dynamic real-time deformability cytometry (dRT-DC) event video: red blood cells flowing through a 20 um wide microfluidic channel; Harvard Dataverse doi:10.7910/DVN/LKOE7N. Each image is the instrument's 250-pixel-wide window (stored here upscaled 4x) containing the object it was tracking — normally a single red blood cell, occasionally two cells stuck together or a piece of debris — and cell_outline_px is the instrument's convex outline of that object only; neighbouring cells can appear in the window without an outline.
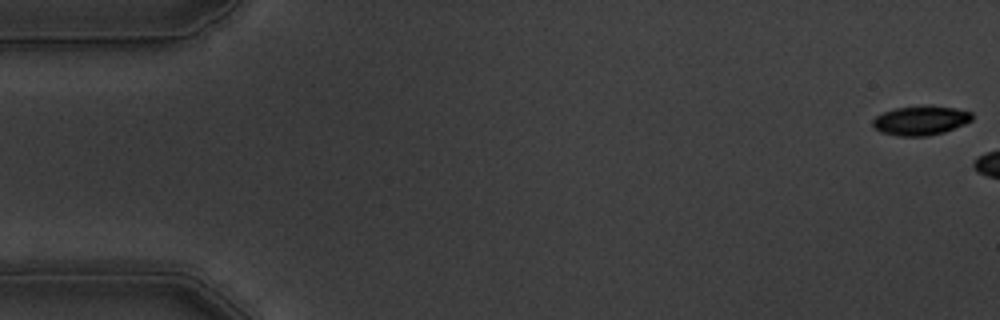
{"species": "common noctule bat (a hibernating species)", "species_latin": "Nyctalus noctula", "temperature_condition": "warm", "stored_images_in_passage": 6, "camera_frame_rate_fps": 3000, "um_per_image_px": 0.085, "animal": {"sex": "male", "body_mass_g": 19.5, "forearm_length_mm": 54.6}, "frame": {"image": 1, "passage_image": 1, "time_ms": 0.0, "image_size_px": [1000, 320], "cell_outline_px": [[972, 120], [964, 124], [944, 132], [928, 136], [900, 136], [880, 132], [872, 124], [872, 120], [876, 116], [884, 112], [896, 108], [956, 108], [972, 112]], "centroid_in_image_um": [78.24, 10.28], "position_along_channel_um": 6.8, "area_um2": 16.24}}